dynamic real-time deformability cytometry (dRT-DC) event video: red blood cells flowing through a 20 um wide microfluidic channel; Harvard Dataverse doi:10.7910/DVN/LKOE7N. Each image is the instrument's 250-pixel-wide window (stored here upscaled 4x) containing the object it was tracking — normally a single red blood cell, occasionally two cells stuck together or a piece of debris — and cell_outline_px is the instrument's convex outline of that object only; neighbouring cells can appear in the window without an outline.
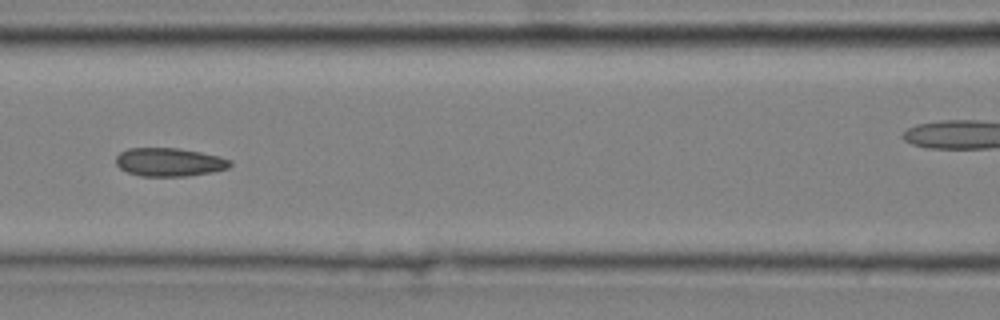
{"species": "common noctule bat (a hibernating species)", "species_latin": "Nyctalus noctula", "temperature_condition": "cold", "stored_images_in_passage": 10, "segment_of_instrument_passage": [1, 2], "camera_frame_rate_fps": 3000, "um_per_image_px": 0.085, "animal": {"sex": "male", "body_mass_g": 20.4}, "frame": {"image": 1, "passage_image": 6, "time_ms": 1.667, "image_size_px": [1000, 320], "cell_outline_px": [[232, 164], [228, 168], [212, 172], [188, 176], [140, 176], [128, 172], [120, 168], [116, 164], [116, 156], [120, 152], [128, 148], [180, 148], [220, 156], [232, 160]], "centroid_in_image_um": [14.41, 13.77], "position_along_channel_um": 152.2, "area_um2": 19.02}}
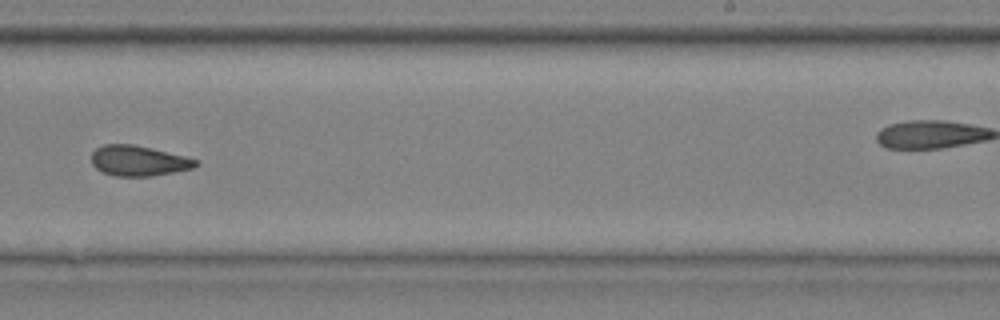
{"frame": {"image": 2, "passage_image": 9, "time_ms": 2.667, "image_size_px": [1000, 320], "cell_outline_px": [[200, 164], [196, 168], [176, 172], [152, 176], [116, 176], [104, 172], [96, 168], [92, 164], [92, 152], [96, 148], [104, 144], [132, 144], [152, 148], [200, 160]], "centroid_in_image_um": [11.83, 13.67], "position_along_channel_um": 277.2, "area_um2": 18.61}}